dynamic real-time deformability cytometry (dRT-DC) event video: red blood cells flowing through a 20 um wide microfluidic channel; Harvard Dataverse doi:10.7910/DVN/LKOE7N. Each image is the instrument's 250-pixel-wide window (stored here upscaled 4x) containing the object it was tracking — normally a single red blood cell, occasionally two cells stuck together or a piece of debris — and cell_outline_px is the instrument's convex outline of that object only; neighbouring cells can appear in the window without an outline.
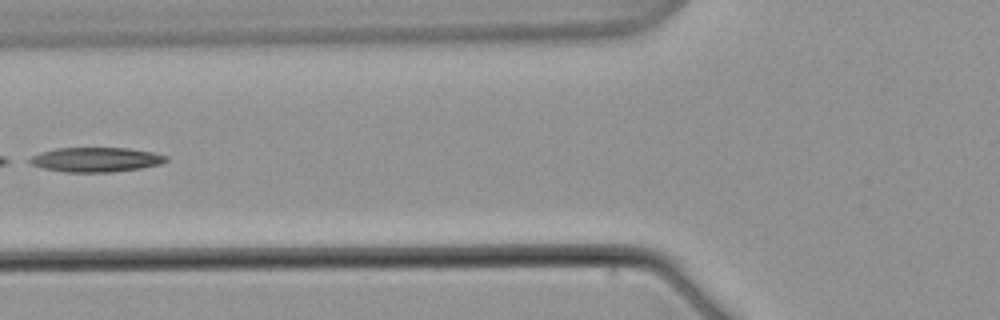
{"species": "common noctule bat (a hibernating species)", "species_latin": "Nyctalus noctula", "temperature_condition": "warm", "stored_images_in_passage": 9, "camera_frame_rate_fps": 3000, "um_per_image_px": 0.085, "animal": {"sex": "male", "body_mass_g": 21.5, "forearm_length_mm": 52.0}, "frame": {"image": 1, "passage_image": 6, "time_ms": 7.0, "image_size_px": [1000, 320], "cell_outline_px": [[168, 160], [160, 164], [140, 168], [112, 172], [64, 172], [44, 168], [32, 164], [24, 160], [40, 152], [56, 148], [128, 148], [152, 152], [168, 156]], "centroid_in_image_um": [8.13, 13.56], "position_along_channel_um": 117.7, "area_um2": 19.54}}
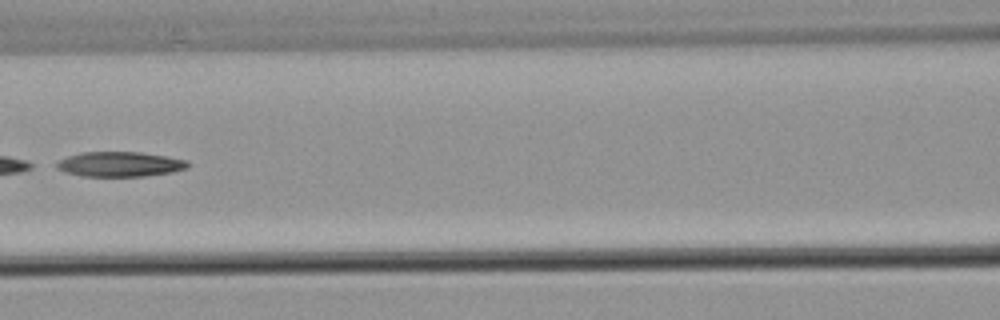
{"frame": {"image": 2, "passage_image": 7, "time_ms": 8.333, "image_size_px": [1000, 320], "cell_outline_px": [[188, 168], [172, 172], [144, 176], [84, 176], [64, 172], [56, 168], [56, 164], [60, 160], [68, 156], [80, 152], [140, 152], [188, 160]], "centroid_in_image_um": [10.18, 13.95], "position_along_channel_um": 156.4, "area_um2": 18.96}}